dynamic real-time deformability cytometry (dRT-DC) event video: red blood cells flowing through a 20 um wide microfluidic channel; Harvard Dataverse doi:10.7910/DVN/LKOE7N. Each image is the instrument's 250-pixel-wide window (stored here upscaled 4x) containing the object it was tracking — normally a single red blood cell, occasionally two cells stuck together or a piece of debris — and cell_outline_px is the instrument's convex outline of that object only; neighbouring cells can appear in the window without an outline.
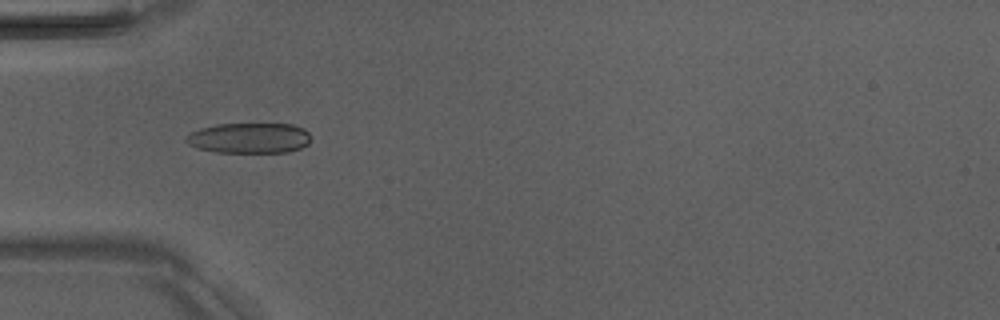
{"species": "Egyptian fruit bat (a non-hibernating species)", "species_latin": "Rousettus aegyptiacus", "temperature_condition": "room temperature", "stored_images_in_passage": 7, "camera_frame_rate_fps": 3000, "um_per_image_px": 0.085, "animal": {"sex": "male"}, "frame": {"image": 1, "passage_image": 5, "time_ms": 4.667, "image_size_px": [1000, 320], "cell_outline_px": [[312, 140], [308, 144], [300, 148], [288, 152], [216, 152], [200, 148], [188, 144], [184, 140], [192, 132], [200, 128], [216, 124], [292, 124], [304, 128], [312, 136]], "centroid_in_image_um": [21.25, 11.73], "position_along_channel_um": 63.8, "area_um2": 22.14}}